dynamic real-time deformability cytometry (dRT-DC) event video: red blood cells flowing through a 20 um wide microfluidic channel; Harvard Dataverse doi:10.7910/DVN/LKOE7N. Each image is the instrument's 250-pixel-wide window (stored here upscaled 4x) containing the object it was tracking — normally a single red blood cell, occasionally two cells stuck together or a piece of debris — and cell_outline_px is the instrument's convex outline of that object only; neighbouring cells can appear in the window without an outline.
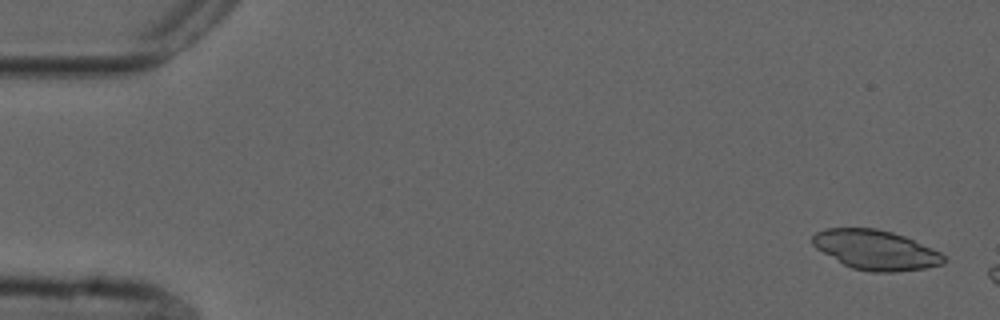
{"species": "common noctule bat (a hibernating species)", "species_latin": "Nyctalus noctula", "temperature_condition": "cold", "stored_images_in_passage": 11, "camera_frame_rate_fps": 3000, "um_per_image_px": 0.085, "animal": {"sex": "male", "forearm_length_mm": 52.5}, "frame": {"image": 1, "passage_image": 2, "time_ms": 0.333, "image_size_px": [1000, 320], "cell_outline_px": [[944, 264], [924, 268], [900, 272], [872, 272], [852, 268], [844, 264], [816, 248], [812, 244], [812, 236], [816, 232], [824, 228], [876, 228], [892, 232], [904, 236], [932, 248], [940, 252], [944, 256]], "centroid_in_image_um": [74.43, 21.24], "position_along_channel_um": 10.6, "area_um2": 30.23}}